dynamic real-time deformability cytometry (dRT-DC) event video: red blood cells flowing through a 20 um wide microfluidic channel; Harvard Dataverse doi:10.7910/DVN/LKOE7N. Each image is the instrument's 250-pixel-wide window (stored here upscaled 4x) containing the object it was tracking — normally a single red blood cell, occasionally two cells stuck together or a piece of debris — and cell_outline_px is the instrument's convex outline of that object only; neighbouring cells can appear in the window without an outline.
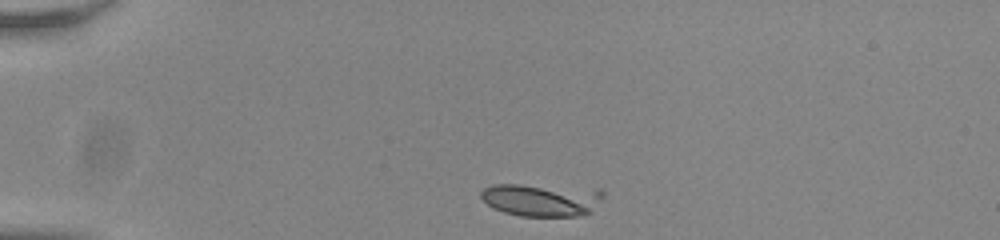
{"species": "common noctule bat (a hibernating species)", "species_latin": "Nyctalus noctula", "temperature_condition": "room temperature", "stored_images_in_passage": 2, "camera_frame_rate_fps": 3000, "um_per_image_px": 0.085, "animal": {"sex": "male", "body_mass_g": 20.0, "forearm_length_mm": 53.3}, "frame": {"image": 1, "passage_image": 1, "time_ms": 0.0, "image_size_px": [1000, 240], "cell_outline_px": [[604, 196], [592, 212], [580, 216], [520, 216], [504, 212], [492, 208], [480, 196], [480, 192], [484, 188], [492, 184], [520, 184], [600, 188], [604, 192]], "centroid_in_image_um": [46.08, 16.97], "position_along_channel_um": 38.9, "area_um2": 23.87}}